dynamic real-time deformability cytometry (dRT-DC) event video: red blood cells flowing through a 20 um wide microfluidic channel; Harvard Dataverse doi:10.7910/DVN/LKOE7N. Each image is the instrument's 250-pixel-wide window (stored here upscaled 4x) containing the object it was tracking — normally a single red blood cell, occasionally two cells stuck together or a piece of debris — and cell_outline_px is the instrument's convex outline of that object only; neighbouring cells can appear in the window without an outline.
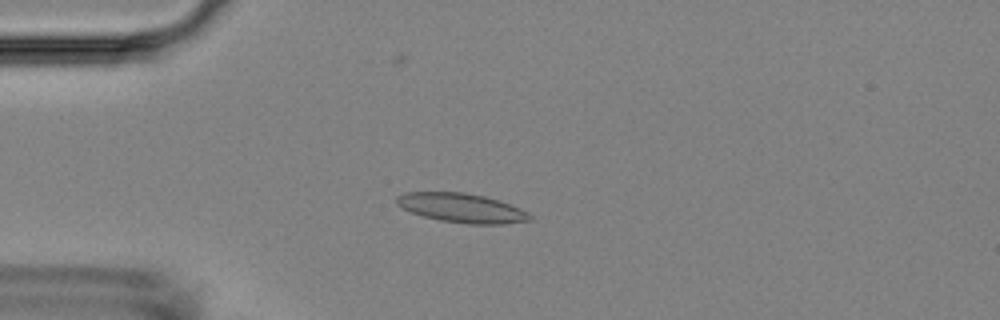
{"species": "Egyptian fruit bat (a non-hibernating species)", "species_latin": "Rousettus aegyptiacus", "temperature_condition": "room temperature", "stored_images_in_passage": 52, "camera_frame_rate_fps": 3000, "um_per_image_px": 0.085, "animal": {"sex": "female"}, "frame": {"image": 1, "passage_image": 10, "time_ms": 3.0, "image_size_px": [1000, 320], "cell_outline_px": [[532, 220], [504, 224], [468, 224], [440, 220], [424, 216], [400, 208], [396, 204], [396, 196], [404, 192], [464, 192], [484, 196], [500, 200], [520, 208], [528, 212], [532, 216]], "centroid_in_image_um": [39.25, 17.67], "position_along_channel_um": 45.8, "area_um2": 22.83}}
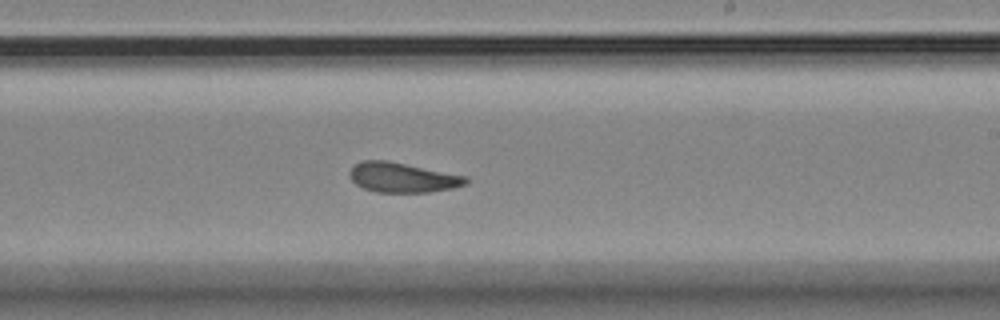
{"frame": {"image": 2, "passage_image": 29, "time_ms": 9.333, "image_size_px": [1000, 320], "cell_outline_px": [[468, 184], [452, 188], [428, 192], [376, 192], [364, 188], [356, 184], [348, 176], [348, 172], [352, 164], [360, 160], [388, 160], [468, 176]], "centroid_in_image_um": [34.18, 15.07], "position_along_channel_um": 254.8, "area_um2": 20.52}}
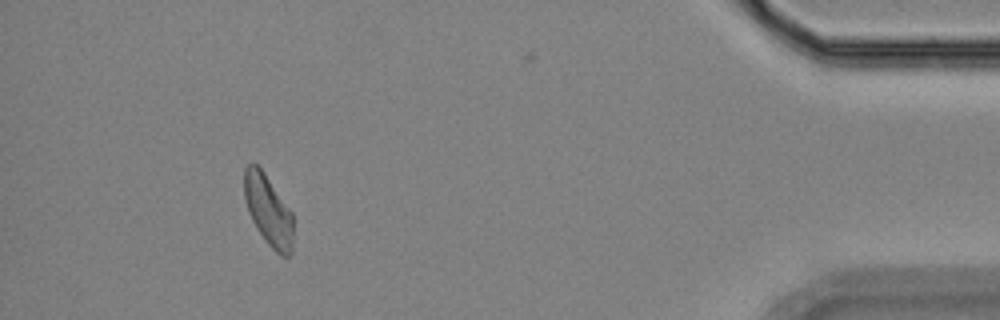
{"frame": {"image": 3, "passage_image": 47, "time_ms": 15.333, "image_size_px": [1000, 320], "cell_outline_px": [[292, 252], [288, 256], [280, 256], [268, 244], [256, 228], [248, 212], [244, 200], [244, 168], [248, 164], [256, 164], [264, 172], [292, 212]], "centroid_in_image_um": [22.79, 17.88], "position_along_channel_um": 412.4, "area_um2": 20.11}, "authors_computed_cell_mechanics": {"area_um2": 20.7502, "velocity_mm_per_s": 3.5824, "shape_relaxation_time_tau1_ms": null, "shape_relaxation_time_tau2_ms": 2.0836, "deformation_change_tau1": null, "deformation_change_tau2": 0.0762}}